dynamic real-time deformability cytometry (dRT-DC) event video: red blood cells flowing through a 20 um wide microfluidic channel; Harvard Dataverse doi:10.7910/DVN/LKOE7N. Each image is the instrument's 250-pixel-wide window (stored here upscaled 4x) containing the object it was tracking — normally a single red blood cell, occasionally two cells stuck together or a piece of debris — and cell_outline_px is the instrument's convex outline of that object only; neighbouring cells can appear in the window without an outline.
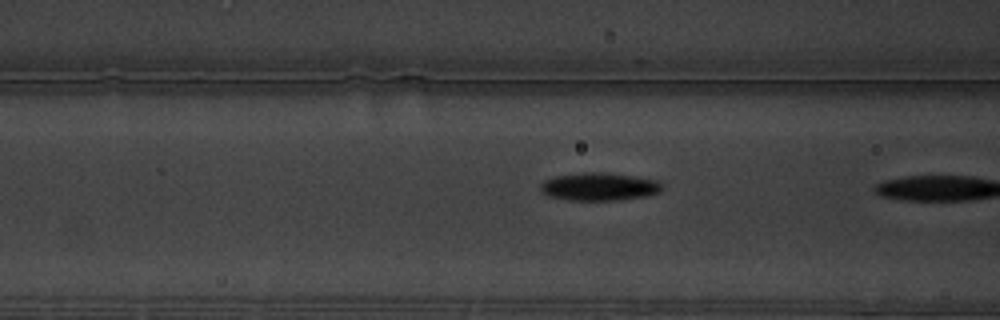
{"species": "common noctule bat (a hibernating species)", "species_latin": "Nyctalus noctula", "temperature_condition": "warm", "stored_images_in_passage": 7, "camera_frame_rate_fps": 3000, "um_per_image_px": 0.085, "animal": {"sex": "male", "body_mass_g": 19.5, "forearm_length_mm": 54.6}, "frame": {"image": 1, "passage_image": 6, "time_ms": 1.667, "image_size_px": [1000, 320], "cell_outline_px": [[664, 188], [660, 192], [648, 196], [616, 200], [568, 200], [548, 196], [540, 188], [540, 184], [544, 180], [552, 176], [584, 172], [604, 172], [660, 180]], "centroid_in_image_um": [50.96, 15.86], "position_along_channel_um": 115.6, "area_um2": 20.0}}